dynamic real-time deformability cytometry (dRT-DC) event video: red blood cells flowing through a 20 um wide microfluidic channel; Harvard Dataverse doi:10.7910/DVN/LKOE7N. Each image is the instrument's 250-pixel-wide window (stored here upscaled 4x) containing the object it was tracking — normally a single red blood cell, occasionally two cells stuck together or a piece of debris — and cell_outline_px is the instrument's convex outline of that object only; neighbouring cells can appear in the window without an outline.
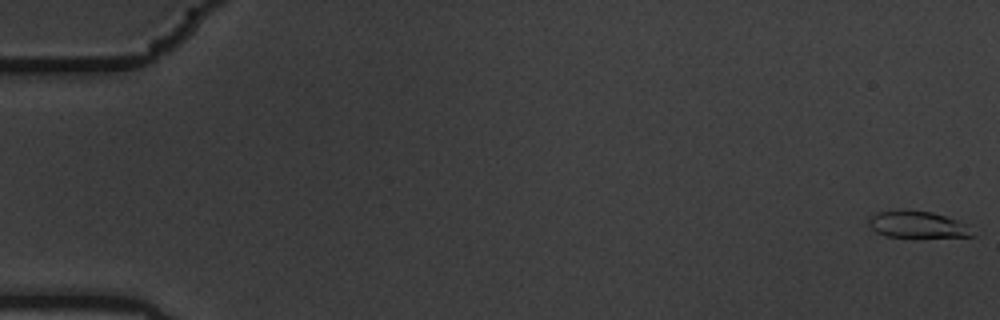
{"species": "common noctule bat (a hibernating species)", "species_latin": "Nyctalus noctula", "temperature_condition": "warm", "stored_images_in_passage": 58, "camera_frame_rate_fps": 3000, "um_per_image_px": 0.085, "animal": {"sex": "male", "body_mass_g": 19.5, "forearm_length_mm": 54.6}, "frame": {"image": 1, "passage_image": 1, "time_ms": 0.0, "image_size_px": [1000, 320], "cell_outline_px": [[972, 236], [888, 236], [876, 232], [868, 224], [868, 216], [876, 212], [932, 212], [968, 224]], "centroid_in_image_um": [77.94, 19.09], "position_along_channel_um": 7.1, "area_um2": 15.2}}
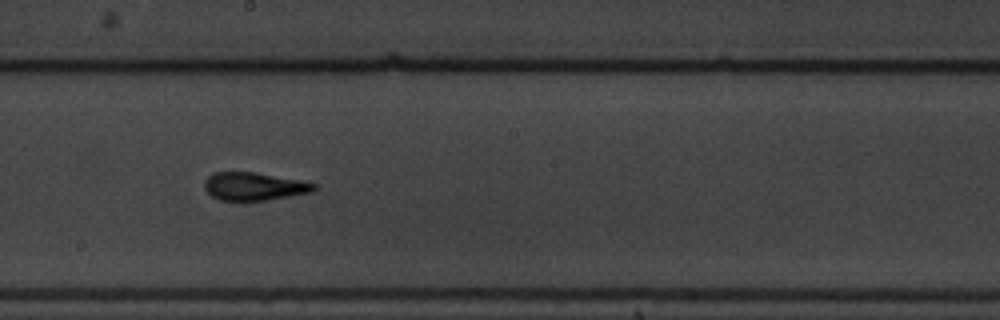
{"frame": {"image": 2, "passage_image": 33, "time_ms": 10.667, "image_size_px": [1000, 320], "cell_outline_px": [[320, 184], [312, 192], [244, 204], [220, 200], [212, 196], [204, 188], [204, 180], [212, 172], [256, 172], [300, 180]], "centroid_in_image_um": [21.57, 15.87], "position_along_channel_um": 226.6, "area_um2": 18.61}}
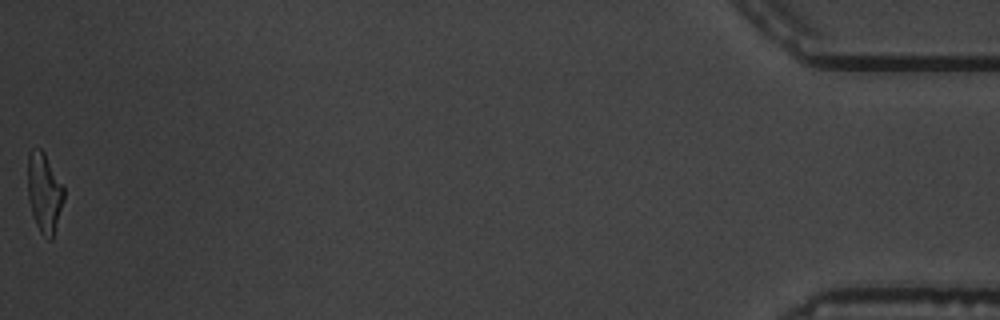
{"frame": {"image": 3, "passage_image": 58, "time_ms": 19.0, "image_size_px": [1000, 320], "cell_outline_px": [[64, 200], [52, 240], [48, 240], [40, 232], [36, 224], [28, 200], [28, 152], [32, 148], [40, 148], [44, 152], [64, 188]], "centroid_in_image_um": [3.76, 16.38], "position_along_channel_um": 431.4, "area_um2": 16.7}, "authors_computed_cell_mechanics": {"area_um2": 17.5134, "velocity_mm_per_s": 3.5826, "shape_relaxation_time_tau1_ms": 6.2225, "shape_relaxation_time_tau2_ms": 1.6249, "deformation_change_tau1": 0.2163, "deformation_change_tau2": 0.1072}}